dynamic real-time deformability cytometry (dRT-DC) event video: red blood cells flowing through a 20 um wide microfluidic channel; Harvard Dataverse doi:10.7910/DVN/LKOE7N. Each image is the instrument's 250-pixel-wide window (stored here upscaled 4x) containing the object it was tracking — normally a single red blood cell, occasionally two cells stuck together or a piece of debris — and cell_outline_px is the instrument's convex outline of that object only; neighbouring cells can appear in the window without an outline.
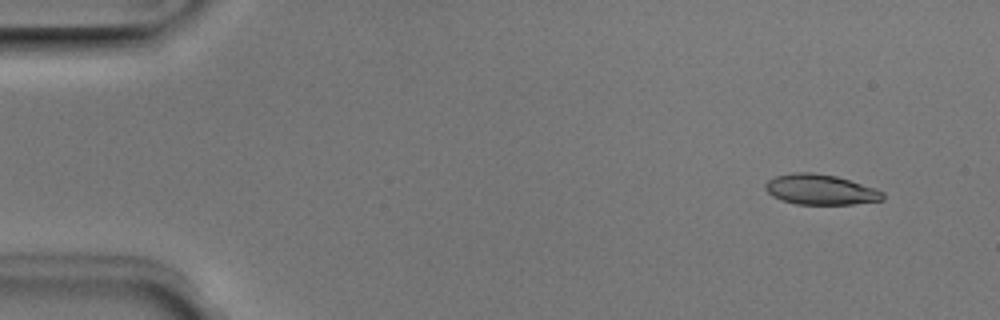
{"species": "Egyptian fruit bat (a non-hibernating species)", "species_latin": "Rousettus aegyptiacus", "temperature_condition": "room temperature", "stored_images_in_passage": 5, "camera_frame_rate_fps": 3000, "um_per_image_px": 0.085, "animal": {"sex": "male"}, "frame": {"image": 1, "passage_image": 1, "time_ms": 0.0, "image_size_px": [1000, 320], "cell_outline_px": [[884, 200], [852, 204], [796, 204], [780, 200], [772, 196], [764, 188], [764, 184], [768, 180], [776, 176], [792, 172], [812, 172], [836, 176], [876, 188], [884, 192]], "centroid_in_image_um": [69.73, 16.11], "position_along_channel_um": 15.3, "area_um2": 20.87}}